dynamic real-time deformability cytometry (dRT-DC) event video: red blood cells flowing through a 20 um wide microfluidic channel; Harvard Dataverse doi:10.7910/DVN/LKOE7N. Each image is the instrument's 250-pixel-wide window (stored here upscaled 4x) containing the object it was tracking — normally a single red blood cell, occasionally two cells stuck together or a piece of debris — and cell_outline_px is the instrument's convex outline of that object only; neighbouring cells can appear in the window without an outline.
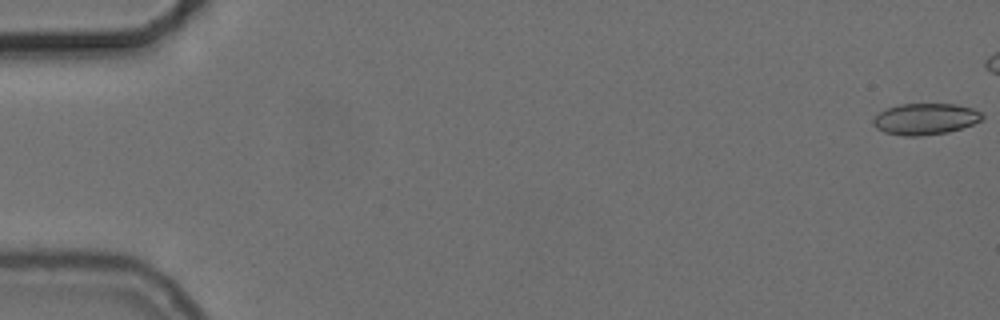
{"species": "common noctule bat (a hibernating species)", "species_latin": "Nyctalus noctula", "temperature_condition": "cold", "stored_images_in_passage": 46, "camera_frame_rate_fps": 3000, "um_per_image_px": 0.085, "animal": {"sex": "female", "body_mass_g": 24.6, "forearm_length_mm": 56.2}, "frame": {"image": 1, "passage_image": 1, "time_ms": 0.0, "image_size_px": [1000, 320], "cell_outline_px": [[984, 120], [948, 132], [920, 136], [904, 136], [884, 132], [876, 128], [872, 124], [872, 120], [880, 112], [888, 108], [900, 104], [956, 104], [972, 108], [980, 112], [984, 116]], "centroid_in_image_um": [78.65, 10.11], "position_along_channel_um": 6.3, "area_um2": 19.88}}
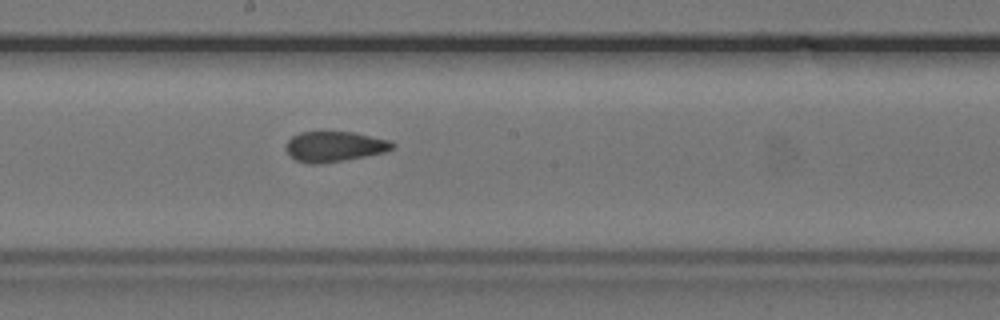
{"frame": {"image": 2, "passage_image": 31, "time_ms": 10.0, "image_size_px": [1000, 320], "cell_outline_px": [[396, 148], [388, 152], [344, 160], [316, 164], [308, 164], [296, 160], [284, 148], [288, 140], [292, 136], [300, 132], [352, 132], [392, 140], [396, 144]], "centroid_in_image_um": [28.49, 12.45], "position_along_channel_um": 219.7, "area_um2": 19.02}}
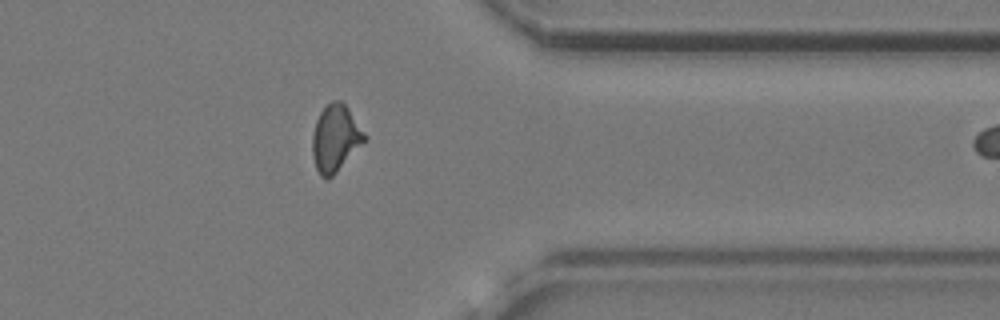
{"frame": {"image": 3, "passage_image": 45, "time_ms": 14.667, "image_size_px": [1000, 320], "cell_outline_px": [[368, 136], [336, 172], [328, 180], [320, 176], [316, 168], [312, 156], [312, 136], [316, 120], [320, 112], [332, 100], [340, 100], [348, 108]], "centroid_in_image_um": [28.49, 11.74], "position_along_channel_um": 382.9, "area_um2": 20.06}}